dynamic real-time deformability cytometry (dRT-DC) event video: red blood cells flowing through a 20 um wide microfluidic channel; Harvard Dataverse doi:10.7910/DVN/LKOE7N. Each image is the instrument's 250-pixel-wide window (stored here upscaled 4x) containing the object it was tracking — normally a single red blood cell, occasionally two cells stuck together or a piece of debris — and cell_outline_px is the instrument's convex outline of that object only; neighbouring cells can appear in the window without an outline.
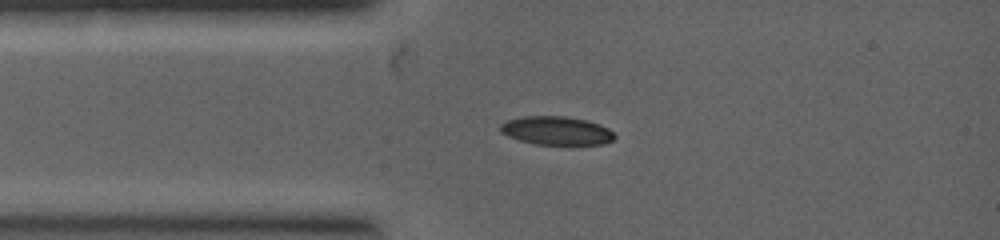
{"species": "common noctule bat (a hibernating species)", "species_latin": "Nyctalus noctula", "temperature_condition": "warm", "stored_images_in_passage": 3, "camera_frame_rate_fps": 5000, "um_per_image_px": 0.085, "animal": {"sex": "female", "body_mass_g": 19.0, "forearm_length_mm": 53.3}, "frame": {"image": 1, "passage_image": 3, "time_ms": 0.4, "image_size_px": [1000, 240], "cell_outline_px": [[616, 136], [612, 140], [604, 144], [532, 144], [508, 136], [500, 132], [500, 124], [508, 120], [520, 116], [568, 116], [588, 120], [600, 124], [608, 128]], "centroid_in_image_um": [47.29, 11.09], "position_along_channel_um": 37.7, "area_um2": 19.07}}